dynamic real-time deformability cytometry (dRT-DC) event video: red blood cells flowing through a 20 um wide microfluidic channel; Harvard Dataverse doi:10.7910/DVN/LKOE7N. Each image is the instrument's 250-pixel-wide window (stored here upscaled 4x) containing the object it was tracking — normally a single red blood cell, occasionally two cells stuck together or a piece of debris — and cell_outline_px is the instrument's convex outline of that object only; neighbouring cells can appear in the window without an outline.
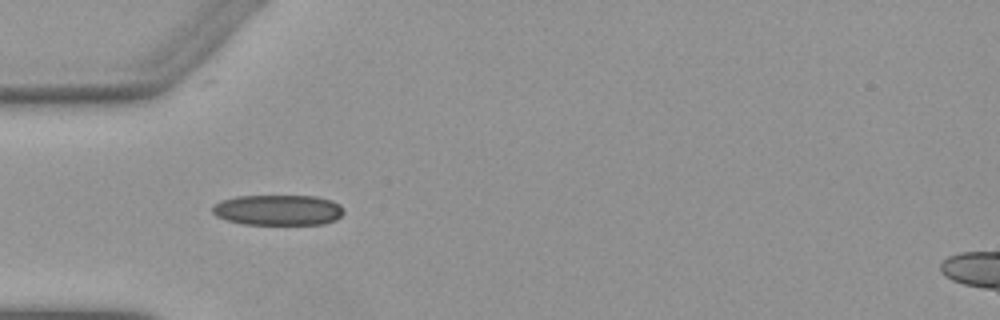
{"species": "Egyptian fruit bat (a non-hibernating species)", "species_latin": "Rousettus aegyptiacus", "temperature_condition": "warm", "stored_images_in_passage": 37, "camera_frame_rate_fps": 3000, "um_per_image_px": 0.085, "animal": {"sex": "female"}, "frame": {"image": 1, "passage_image": 1, "time_ms": 0.0, "image_size_px": [1000, 320], "cell_outline_px": [[344, 212], [336, 220], [324, 224], [244, 224], [228, 220], [216, 216], [212, 212], [212, 208], [220, 200], [236, 196], [316, 196], [332, 200]], "centroid_in_image_um": [23.62, 17.85], "position_along_channel_um": 61.4, "area_um2": 23.24}}
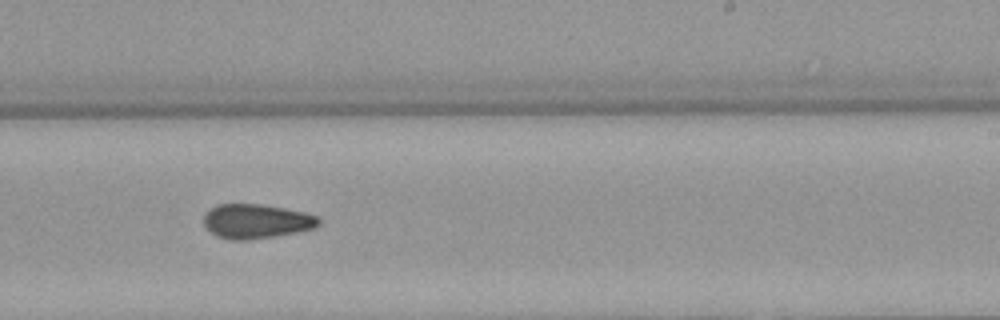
{"frame": {"image": 2, "passage_image": 17, "time_ms": 5.333, "image_size_px": [1000, 320], "cell_outline_px": [[320, 224], [312, 228], [296, 232], [248, 240], [228, 240], [216, 236], [204, 224], [204, 216], [216, 204], [264, 204], [304, 212], [316, 216], [320, 220]], "centroid_in_image_um": [21.77, 18.8], "position_along_channel_um": 267.2, "area_um2": 22.83}}
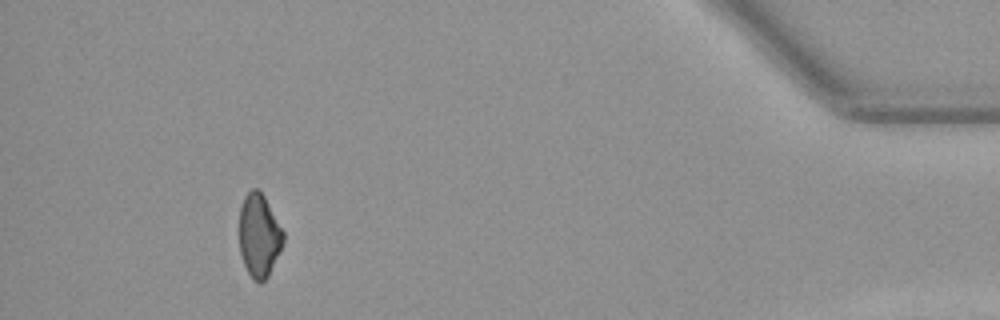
{"frame": {"image": 3, "passage_image": 33, "time_ms": 10.667, "image_size_px": [1000, 320], "cell_outline_px": [[284, 240], [268, 276], [260, 284], [252, 280], [244, 264], [240, 252], [240, 208], [244, 196], [252, 188], [256, 188], [264, 196], [284, 232]], "centroid_in_image_um": [22.01, 20.03], "position_along_channel_um": 413.2, "area_um2": 21.1}, "authors_computed_cell_mechanics": {"area_um2": 22.7732, "velocity_mm_per_s": 3.9095, "shape_relaxation_time_tau1_ms": null, "shape_relaxation_time_tau2_ms": 4.2711, "deformation_change_tau1": null, "deformation_change_tau2": 0.1113}}